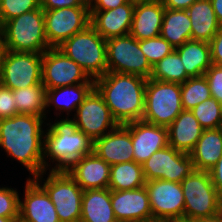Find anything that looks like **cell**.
<instances>
[{
    "mask_svg": "<svg viewBox=\"0 0 222 222\" xmlns=\"http://www.w3.org/2000/svg\"><path fill=\"white\" fill-rule=\"evenodd\" d=\"M19 218H6L0 216V222H18Z\"/></svg>",
    "mask_w": 222,
    "mask_h": 222,
    "instance_id": "cell-49",
    "label": "cell"
},
{
    "mask_svg": "<svg viewBox=\"0 0 222 222\" xmlns=\"http://www.w3.org/2000/svg\"><path fill=\"white\" fill-rule=\"evenodd\" d=\"M182 111L181 84L147 79L142 121L167 128Z\"/></svg>",
    "mask_w": 222,
    "mask_h": 222,
    "instance_id": "cell-7",
    "label": "cell"
},
{
    "mask_svg": "<svg viewBox=\"0 0 222 222\" xmlns=\"http://www.w3.org/2000/svg\"><path fill=\"white\" fill-rule=\"evenodd\" d=\"M44 174H46L45 171L34 179L41 184L50 196V199L55 206L59 221L80 222L82 195L84 190L75 182L67 171L49 170V175L46 181L41 182Z\"/></svg>",
    "mask_w": 222,
    "mask_h": 222,
    "instance_id": "cell-8",
    "label": "cell"
},
{
    "mask_svg": "<svg viewBox=\"0 0 222 222\" xmlns=\"http://www.w3.org/2000/svg\"><path fill=\"white\" fill-rule=\"evenodd\" d=\"M4 51H5V48H4L3 37L0 36V64L2 62V57H3Z\"/></svg>",
    "mask_w": 222,
    "mask_h": 222,
    "instance_id": "cell-48",
    "label": "cell"
},
{
    "mask_svg": "<svg viewBox=\"0 0 222 222\" xmlns=\"http://www.w3.org/2000/svg\"><path fill=\"white\" fill-rule=\"evenodd\" d=\"M186 11L191 20V40L210 42L220 27L210 0H198Z\"/></svg>",
    "mask_w": 222,
    "mask_h": 222,
    "instance_id": "cell-25",
    "label": "cell"
},
{
    "mask_svg": "<svg viewBox=\"0 0 222 222\" xmlns=\"http://www.w3.org/2000/svg\"><path fill=\"white\" fill-rule=\"evenodd\" d=\"M190 156L195 170L209 171L222 156V127L204 129Z\"/></svg>",
    "mask_w": 222,
    "mask_h": 222,
    "instance_id": "cell-24",
    "label": "cell"
},
{
    "mask_svg": "<svg viewBox=\"0 0 222 222\" xmlns=\"http://www.w3.org/2000/svg\"><path fill=\"white\" fill-rule=\"evenodd\" d=\"M131 132L134 161L143 164L154 152L168 146V129L142 120L125 124Z\"/></svg>",
    "mask_w": 222,
    "mask_h": 222,
    "instance_id": "cell-17",
    "label": "cell"
},
{
    "mask_svg": "<svg viewBox=\"0 0 222 222\" xmlns=\"http://www.w3.org/2000/svg\"><path fill=\"white\" fill-rule=\"evenodd\" d=\"M77 6H89V3L87 0H40V7L43 10H54Z\"/></svg>",
    "mask_w": 222,
    "mask_h": 222,
    "instance_id": "cell-40",
    "label": "cell"
},
{
    "mask_svg": "<svg viewBox=\"0 0 222 222\" xmlns=\"http://www.w3.org/2000/svg\"><path fill=\"white\" fill-rule=\"evenodd\" d=\"M171 222H188V221L178 220V221H171Z\"/></svg>",
    "mask_w": 222,
    "mask_h": 222,
    "instance_id": "cell-51",
    "label": "cell"
},
{
    "mask_svg": "<svg viewBox=\"0 0 222 222\" xmlns=\"http://www.w3.org/2000/svg\"><path fill=\"white\" fill-rule=\"evenodd\" d=\"M147 79L131 74L107 72L94 80V88L103 97L118 124L140 121L144 114Z\"/></svg>",
    "mask_w": 222,
    "mask_h": 222,
    "instance_id": "cell-2",
    "label": "cell"
},
{
    "mask_svg": "<svg viewBox=\"0 0 222 222\" xmlns=\"http://www.w3.org/2000/svg\"><path fill=\"white\" fill-rule=\"evenodd\" d=\"M115 219L109 188L83 192L80 222H111Z\"/></svg>",
    "mask_w": 222,
    "mask_h": 222,
    "instance_id": "cell-26",
    "label": "cell"
},
{
    "mask_svg": "<svg viewBox=\"0 0 222 222\" xmlns=\"http://www.w3.org/2000/svg\"><path fill=\"white\" fill-rule=\"evenodd\" d=\"M142 167L146 181L162 179L181 183L194 171L190 154L169 145L154 152Z\"/></svg>",
    "mask_w": 222,
    "mask_h": 222,
    "instance_id": "cell-12",
    "label": "cell"
},
{
    "mask_svg": "<svg viewBox=\"0 0 222 222\" xmlns=\"http://www.w3.org/2000/svg\"><path fill=\"white\" fill-rule=\"evenodd\" d=\"M68 117L53 124H46L49 127L46 128L47 132H45L43 139L45 172L46 169H50L48 158L52 163L57 162L51 171H66L74 162L93 152V141L78 130L74 119Z\"/></svg>",
    "mask_w": 222,
    "mask_h": 222,
    "instance_id": "cell-3",
    "label": "cell"
},
{
    "mask_svg": "<svg viewBox=\"0 0 222 222\" xmlns=\"http://www.w3.org/2000/svg\"><path fill=\"white\" fill-rule=\"evenodd\" d=\"M191 20L186 10L165 8L160 36L173 48L191 40Z\"/></svg>",
    "mask_w": 222,
    "mask_h": 222,
    "instance_id": "cell-29",
    "label": "cell"
},
{
    "mask_svg": "<svg viewBox=\"0 0 222 222\" xmlns=\"http://www.w3.org/2000/svg\"><path fill=\"white\" fill-rule=\"evenodd\" d=\"M17 189L0 188V216L6 218H19L20 197Z\"/></svg>",
    "mask_w": 222,
    "mask_h": 222,
    "instance_id": "cell-37",
    "label": "cell"
},
{
    "mask_svg": "<svg viewBox=\"0 0 222 222\" xmlns=\"http://www.w3.org/2000/svg\"><path fill=\"white\" fill-rule=\"evenodd\" d=\"M164 12L161 1L136 0L129 34L138 41L159 36Z\"/></svg>",
    "mask_w": 222,
    "mask_h": 222,
    "instance_id": "cell-22",
    "label": "cell"
},
{
    "mask_svg": "<svg viewBox=\"0 0 222 222\" xmlns=\"http://www.w3.org/2000/svg\"><path fill=\"white\" fill-rule=\"evenodd\" d=\"M44 117L18 114L0 119V147L18 160L33 178L43 173Z\"/></svg>",
    "mask_w": 222,
    "mask_h": 222,
    "instance_id": "cell-1",
    "label": "cell"
},
{
    "mask_svg": "<svg viewBox=\"0 0 222 222\" xmlns=\"http://www.w3.org/2000/svg\"><path fill=\"white\" fill-rule=\"evenodd\" d=\"M18 114L46 118V88L40 83L27 88L12 90Z\"/></svg>",
    "mask_w": 222,
    "mask_h": 222,
    "instance_id": "cell-31",
    "label": "cell"
},
{
    "mask_svg": "<svg viewBox=\"0 0 222 222\" xmlns=\"http://www.w3.org/2000/svg\"><path fill=\"white\" fill-rule=\"evenodd\" d=\"M136 0L110 10H90V25L105 40L129 34Z\"/></svg>",
    "mask_w": 222,
    "mask_h": 222,
    "instance_id": "cell-18",
    "label": "cell"
},
{
    "mask_svg": "<svg viewBox=\"0 0 222 222\" xmlns=\"http://www.w3.org/2000/svg\"><path fill=\"white\" fill-rule=\"evenodd\" d=\"M24 189L18 222H60L50 196L34 178L27 179Z\"/></svg>",
    "mask_w": 222,
    "mask_h": 222,
    "instance_id": "cell-16",
    "label": "cell"
},
{
    "mask_svg": "<svg viewBox=\"0 0 222 222\" xmlns=\"http://www.w3.org/2000/svg\"><path fill=\"white\" fill-rule=\"evenodd\" d=\"M193 222H222V213L212 218L198 219Z\"/></svg>",
    "mask_w": 222,
    "mask_h": 222,
    "instance_id": "cell-46",
    "label": "cell"
},
{
    "mask_svg": "<svg viewBox=\"0 0 222 222\" xmlns=\"http://www.w3.org/2000/svg\"><path fill=\"white\" fill-rule=\"evenodd\" d=\"M41 74L46 89L94 83L82 67L58 48H49L42 54Z\"/></svg>",
    "mask_w": 222,
    "mask_h": 222,
    "instance_id": "cell-13",
    "label": "cell"
},
{
    "mask_svg": "<svg viewBox=\"0 0 222 222\" xmlns=\"http://www.w3.org/2000/svg\"><path fill=\"white\" fill-rule=\"evenodd\" d=\"M152 216L169 221L184 220V195L181 183L166 180L146 181Z\"/></svg>",
    "mask_w": 222,
    "mask_h": 222,
    "instance_id": "cell-15",
    "label": "cell"
},
{
    "mask_svg": "<svg viewBox=\"0 0 222 222\" xmlns=\"http://www.w3.org/2000/svg\"><path fill=\"white\" fill-rule=\"evenodd\" d=\"M44 20L49 47L57 48L90 25V9L89 6H77L44 10Z\"/></svg>",
    "mask_w": 222,
    "mask_h": 222,
    "instance_id": "cell-11",
    "label": "cell"
},
{
    "mask_svg": "<svg viewBox=\"0 0 222 222\" xmlns=\"http://www.w3.org/2000/svg\"><path fill=\"white\" fill-rule=\"evenodd\" d=\"M111 222H124V221H120V220H118V219H115V220H113V221H111Z\"/></svg>",
    "mask_w": 222,
    "mask_h": 222,
    "instance_id": "cell-50",
    "label": "cell"
},
{
    "mask_svg": "<svg viewBox=\"0 0 222 222\" xmlns=\"http://www.w3.org/2000/svg\"><path fill=\"white\" fill-rule=\"evenodd\" d=\"M57 48L82 67L91 79L107 73L106 40L91 25Z\"/></svg>",
    "mask_w": 222,
    "mask_h": 222,
    "instance_id": "cell-6",
    "label": "cell"
},
{
    "mask_svg": "<svg viewBox=\"0 0 222 222\" xmlns=\"http://www.w3.org/2000/svg\"><path fill=\"white\" fill-rule=\"evenodd\" d=\"M211 97L209 83L204 75L190 77L181 84L183 110H192L196 105Z\"/></svg>",
    "mask_w": 222,
    "mask_h": 222,
    "instance_id": "cell-33",
    "label": "cell"
},
{
    "mask_svg": "<svg viewBox=\"0 0 222 222\" xmlns=\"http://www.w3.org/2000/svg\"><path fill=\"white\" fill-rule=\"evenodd\" d=\"M190 77L182 64L179 54L173 50L169 55L152 66L150 79L183 84Z\"/></svg>",
    "mask_w": 222,
    "mask_h": 222,
    "instance_id": "cell-32",
    "label": "cell"
},
{
    "mask_svg": "<svg viewBox=\"0 0 222 222\" xmlns=\"http://www.w3.org/2000/svg\"><path fill=\"white\" fill-rule=\"evenodd\" d=\"M145 184L142 164L131 161L111 165L108 184L110 190H133Z\"/></svg>",
    "mask_w": 222,
    "mask_h": 222,
    "instance_id": "cell-30",
    "label": "cell"
},
{
    "mask_svg": "<svg viewBox=\"0 0 222 222\" xmlns=\"http://www.w3.org/2000/svg\"><path fill=\"white\" fill-rule=\"evenodd\" d=\"M4 48L15 52L43 54L49 44L45 33L44 10H32L2 24Z\"/></svg>",
    "mask_w": 222,
    "mask_h": 222,
    "instance_id": "cell-4",
    "label": "cell"
},
{
    "mask_svg": "<svg viewBox=\"0 0 222 222\" xmlns=\"http://www.w3.org/2000/svg\"><path fill=\"white\" fill-rule=\"evenodd\" d=\"M40 8V0H0V24Z\"/></svg>",
    "mask_w": 222,
    "mask_h": 222,
    "instance_id": "cell-36",
    "label": "cell"
},
{
    "mask_svg": "<svg viewBox=\"0 0 222 222\" xmlns=\"http://www.w3.org/2000/svg\"><path fill=\"white\" fill-rule=\"evenodd\" d=\"M204 76L209 83L211 97L222 104V66L212 64Z\"/></svg>",
    "mask_w": 222,
    "mask_h": 222,
    "instance_id": "cell-38",
    "label": "cell"
},
{
    "mask_svg": "<svg viewBox=\"0 0 222 222\" xmlns=\"http://www.w3.org/2000/svg\"><path fill=\"white\" fill-rule=\"evenodd\" d=\"M209 43L211 48L212 64L222 66V26L219 27V30Z\"/></svg>",
    "mask_w": 222,
    "mask_h": 222,
    "instance_id": "cell-41",
    "label": "cell"
},
{
    "mask_svg": "<svg viewBox=\"0 0 222 222\" xmlns=\"http://www.w3.org/2000/svg\"><path fill=\"white\" fill-rule=\"evenodd\" d=\"M129 0H89L90 10H110L117 8Z\"/></svg>",
    "mask_w": 222,
    "mask_h": 222,
    "instance_id": "cell-42",
    "label": "cell"
},
{
    "mask_svg": "<svg viewBox=\"0 0 222 222\" xmlns=\"http://www.w3.org/2000/svg\"><path fill=\"white\" fill-rule=\"evenodd\" d=\"M107 72L131 74L149 79L152 66L130 34L106 40Z\"/></svg>",
    "mask_w": 222,
    "mask_h": 222,
    "instance_id": "cell-9",
    "label": "cell"
},
{
    "mask_svg": "<svg viewBox=\"0 0 222 222\" xmlns=\"http://www.w3.org/2000/svg\"><path fill=\"white\" fill-rule=\"evenodd\" d=\"M179 54L182 64L189 77H199L205 74L212 65L210 43L189 40L174 48Z\"/></svg>",
    "mask_w": 222,
    "mask_h": 222,
    "instance_id": "cell-27",
    "label": "cell"
},
{
    "mask_svg": "<svg viewBox=\"0 0 222 222\" xmlns=\"http://www.w3.org/2000/svg\"><path fill=\"white\" fill-rule=\"evenodd\" d=\"M1 27H2V25L0 24V36H2V34H1Z\"/></svg>",
    "mask_w": 222,
    "mask_h": 222,
    "instance_id": "cell-52",
    "label": "cell"
},
{
    "mask_svg": "<svg viewBox=\"0 0 222 222\" xmlns=\"http://www.w3.org/2000/svg\"><path fill=\"white\" fill-rule=\"evenodd\" d=\"M18 115L12 90L0 84V119Z\"/></svg>",
    "mask_w": 222,
    "mask_h": 222,
    "instance_id": "cell-39",
    "label": "cell"
},
{
    "mask_svg": "<svg viewBox=\"0 0 222 222\" xmlns=\"http://www.w3.org/2000/svg\"><path fill=\"white\" fill-rule=\"evenodd\" d=\"M167 129L169 146L187 154L193 151L204 130L191 110H183Z\"/></svg>",
    "mask_w": 222,
    "mask_h": 222,
    "instance_id": "cell-23",
    "label": "cell"
},
{
    "mask_svg": "<svg viewBox=\"0 0 222 222\" xmlns=\"http://www.w3.org/2000/svg\"><path fill=\"white\" fill-rule=\"evenodd\" d=\"M191 112L203 129L222 127V104L213 97L196 105Z\"/></svg>",
    "mask_w": 222,
    "mask_h": 222,
    "instance_id": "cell-34",
    "label": "cell"
},
{
    "mask_svg": "<svg viewBox=\"0 0 222 222\" xmlns=\"http://www.w3.org/2000/svg\"><path fill=\"white\" fill-rule=\"evenodd\" d=\"M111 205L120 221L136 222L153 217L145 185L133 190H111Z\"/></svg>",
    "mask_w": 222,
    "mask_h": 222,
    "instance_id": "cell-20",
    "label": "cell"
},
{
    "mask_svg": "<svg viewBox=\"0 0 222 222\" xmlns=\"http://www.w3.org/2000/svg\"><path fill=\"white\" fill-rule=\"evenodd\" d=\"M139 45L151 66L174 50L172 45L160 35L146 40H139Z\"/></svg>",
    "mask_w": 222,
    "mask_h": 222,
    "instance_id": "cell-35",
    "label": "cell"
},
{
    "mask_svg": "<svg viewBox=\"0 0 222 222\" xmlns=\"http://www.w3.org/2000/svg\"><path fill=\"white\" fill-rule=\"evenodd\" d=\"M210 177L217 192L222 196V156L217 163L209 170Z\"/></svg>",
    "mask_w": 222,
    "mask_h": 222,
    "instance_id": "cell-43",
    "label": "cell"
},
{
    "mask_svg": "<svg viewBox=\"0 0 222 222\" xmlns=\"http://www.w3.org/2000/svg\"><path fill=\"white\" fill-rule=\"evenodd\" d=\"M93 89L94 83L46 89V108L54 105L56 111H67L66 115H69L72 110H77V107Z\"/></svg>",
    "mask_w": 222,
    "mask_h": 222,
    "instance_id": "cell-28",
    "label": "cell"
},
{
    "mask_svg": "<svg viewBox=\"0 0 222 222\" xmlns=\"http://www.w3.org/2000/svg\"><path fill=\"white\" fill-rule=\"evenodd\" d=\"M198 0H161L163 6L173 10H187Z\"/></svg>",
    "mask_w": 222,
    "mask_h": 222,
    "instance_id": "cell-44",
    "label": "cell"
},
{
    "mask_svg": "<svg viewBox=\"0 0 222 222\" xmlns=\"http://www.w3.org/2000/svg\"><path fill=\"white\" fill-rule=\"evenodd\" d=\"M184 221L212 218L222 213V196L212 183L209 171L195 170L182 182Z\"/></svg>",
    "mask_w": 222,
    "mask_h": 222,
    "instance_id": "cell-5",
    "label": "cell"
},
{
    "mask_svg": "<svg viewBox=\"0 0 222 222\" xmlns=\"http://www.w3.org/2000/svg\"><path fill=\"white\" fill-rule=\"evenodd\" d=\"M73 119L78 130L82 131L93 142L119 125L113 118L103 97L95 88L77 107Z\"/></svg>",
    "mask_w": 222,
    "mask_h": 222,
    "instance_id": "cell-14",
    "label": "cell"
},
{
    "mask_svg": "<svg viewBox=\"0 0 222 222\" xmlns=\"http://www.w3.org/2000/svg\"><path fill=\"white\" fill-rule=\"evenodd\" d=\"M210 2L218 19L219 25L222 26V0H210Z\"/></svg>",
    "mask_w": 222,
    "mask_h": 222,
    "instance_id": "cell-45",
    "label": "cell"
},
{
    "mask_svg": "<svg viewBox=\"0 0 222 222\" xmlns=\"http://www.w3.org/2000/svg\"><path fill=\"white\" fill-rule=\"evenodd\" d=\"M110 165L94 152L74 162L66 171L85 191L108 188Z\"/></svg>",
    "mask_w": 222,
    "mask_h": 222,
    "instance_id": "cell-21",
    "label": "cell"
},
{
    "mask_svg": "<svg viewBox=\"0 0 222 222\" xmlns=\"http://www.w3.org/2000/svg\"><path fill=\"white\" fill-rule=\"evenodd\" d=\"M93 152L110 166L134 161L130 129L125 124H119L93 142Z\"/></svg>",
    "mask_w": 222,
    "mask_h": 222,
    "instance_id": "cell-19",
    "label": "cell"
},
{
    "mask_svg": "<svg viewBox=\"0 0 222 222\" xmlns=\"http://www.w3.org/2000/svg\"><path fill=\"white\" fill-rule=\"evenodd\" d=\"M136 222H171V221L165 220V219L156 218V217H151V218L142 219V220L136 221Z\"/></svg>",
    "mask_w": 222,
    "mask_h": 222,
    "instance_id": "cell-47",
    "label": "cell"
},
{
    "mask_svg": "<svg viewBox=\"0 0 222 222\" xmlns=\"http://www.w3.org/2000/svg\"><path fill=\"white\" fill-rule=\"evenodd\" d=\"M42 54L5 50L0 64V84L11 90L42 83Z\"/></svg>",
    "mask_w": 222,
    "mask_h": 222,
    "instance_id": "cell-10",
    "label": "cell"
}]
</instances>
